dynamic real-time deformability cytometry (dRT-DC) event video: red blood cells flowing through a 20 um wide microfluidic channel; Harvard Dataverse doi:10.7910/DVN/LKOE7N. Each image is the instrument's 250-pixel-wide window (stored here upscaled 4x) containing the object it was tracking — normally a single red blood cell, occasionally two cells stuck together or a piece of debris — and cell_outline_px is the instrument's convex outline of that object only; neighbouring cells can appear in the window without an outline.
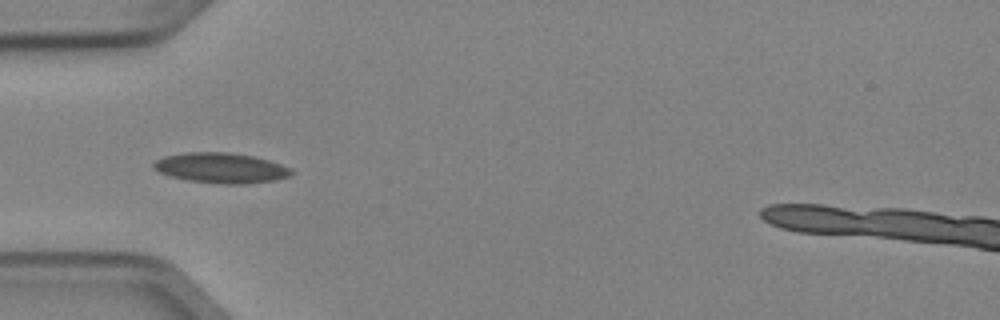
{"species": "Egyptian fruit bat (a non-hibernating species)", "species_latin": "Rousettus aegyptiacus", "temperature_condition": "cold", "stored_images_in_passage": 7, "camera_frame_rate_fps": 3000, "um_per_image_px": 0.085, "animal": {"sex": "female"}, "frame": {"image": 1, "passage_image": 5, "time_ms": 1.333, "image_size_px": [1000, 320], "cell_outline_px": [[296, 172], [288, 176], [276, 180], [244, 184], [224, 184], [188, 180], [168, 176], [152, 168], [152, 164], [156, 160], [164, 156], [184, 152], [228, 152], [252, 156], [268, 160], [292, 168]], "centroid_in_image_um": [18.78, 14.27], "position_along_channel_um": 66.2, "area_um2": 24.39}}
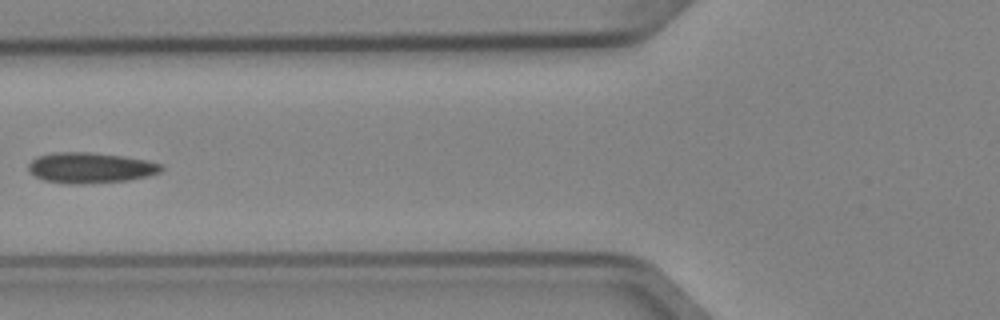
{"frame": {"image": 2, "passage_image": 6, "time_ms": 1.667, "image_size_px": [1000, 320], "cell_outline_px": [[164, 168], [160, 172], [148, 176], [128, 180], [80, 184], [72, 184], [44, 180], [36, 176], [28, 168], [28, 164], [36, 156], [52, 152], [92, 152], [124, 156], [144, 160], [160, 164]], "centroid_in_image_um": [7.67, 14.25], "position_along_channel_um": 118.1, "area_um2": 23.58}}
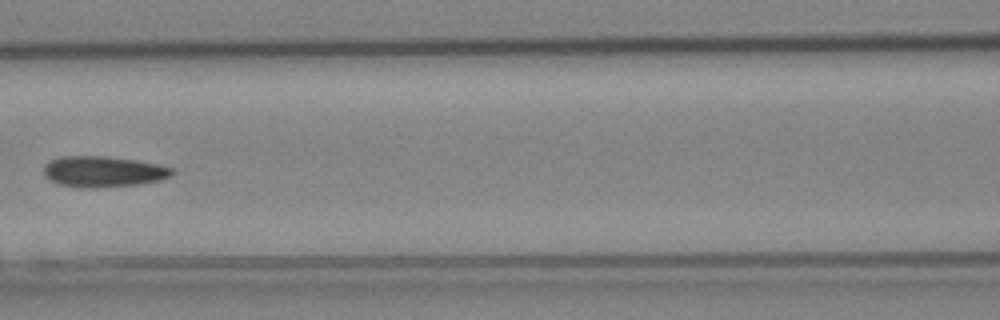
{"frame": {"image": 3, "passage_image": 7, "time_ms": 2.0, "image_size_px": [1000, 320], "cell_outline_px": [[176, 172], [172, 176], [160, 180], [136, 184], [96, 188], [84, 188], [60, 184], [44, 176], [44, 164], [60, 156], [104, 156], [136, 160], [160, 164], [172, 168]], "centroid_in_image_um": [8.8, 14.58], "position_along_channel_um": 157.8, "area_um2": 23.12}}